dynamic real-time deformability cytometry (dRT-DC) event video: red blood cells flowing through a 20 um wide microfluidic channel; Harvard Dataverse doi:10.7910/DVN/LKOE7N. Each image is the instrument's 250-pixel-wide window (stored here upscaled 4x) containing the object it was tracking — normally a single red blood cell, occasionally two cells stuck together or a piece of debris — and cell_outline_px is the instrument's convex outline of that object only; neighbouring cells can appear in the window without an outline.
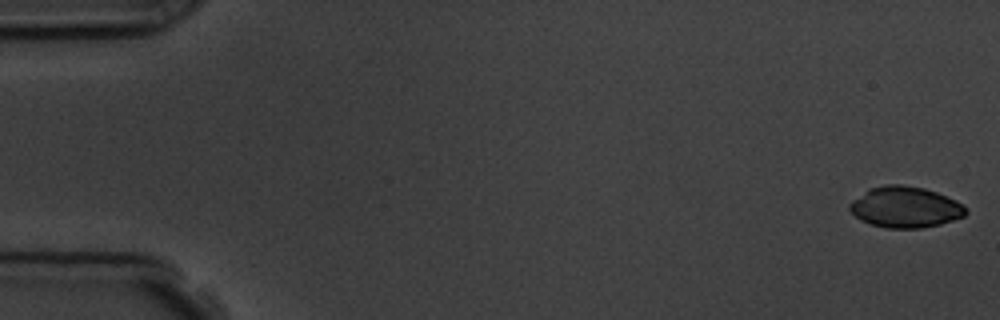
{"species": "common noctule bat (a hibernating species)", "species_latin": "Nyctalus noctula", "temperature_condition": "room temperature", "stored_images_in_passage": 6, "camera_frame_rate_fps": 3000, "um_per_image_px": 0.085, "animal": {"sex": "male", "body_mass_g": 19.5, "forearm_length_mm": 54.6}, "frame": {"image": 1, "passage_image": 1, "time_ms": 0.0, "image_size_px": [1000, 320], "cell_outline_px": [[968, 212], [964, 216], [940, 224], [920, 228], [884, 228], [860, 220], [848, 208], [848, 204], [852, 200], [868, 188], [888, 184], [900, 184], [924, 188], [936, 192], [956, 200], [964, 204], [968, 208]], "centroid_in_image_um": [76.95, 17.6], "position_along_channel_um": 8.1, "area_um2": 27.92}}
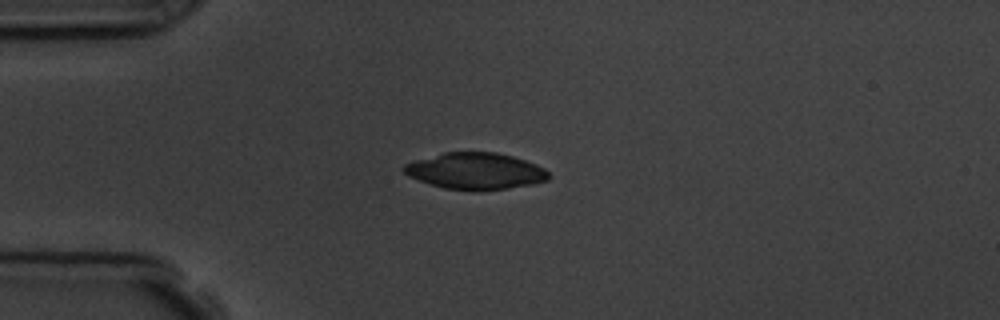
{"frame": {"image": 2, "passage_image": 4, "time_ms": 4.333, "image_size_px": [1000, 320], "cell_outline_px": [[552, 176], [548, 180], [532, 184], [508, 188], [476, 192], [444, 188], [408, 176], [400, 168], [404, 164], [416, 160], [444, 152], [496, 152], [512, 156], [536, 164], [544, 168]], "centroid_in_image_um": [40.43, 14.55], "position_along_channel_um": 44.6, "area_um2": 30.98}}